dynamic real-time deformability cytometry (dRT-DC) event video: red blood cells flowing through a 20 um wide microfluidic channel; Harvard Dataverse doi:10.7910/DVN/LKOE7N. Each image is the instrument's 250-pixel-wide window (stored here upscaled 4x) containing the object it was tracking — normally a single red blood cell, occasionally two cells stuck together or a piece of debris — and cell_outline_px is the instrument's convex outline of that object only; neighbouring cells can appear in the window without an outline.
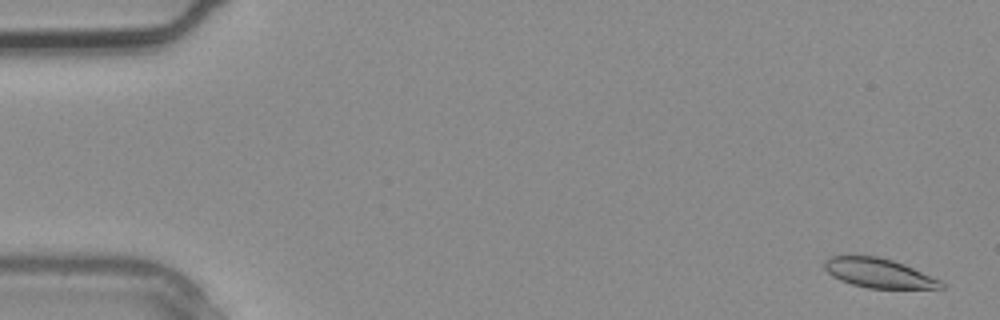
{"species": "common noctule bat (a hibernating species)", "species_latin": "Nyctalus noctula", "temperature_condition": "warm", "stored_images_in_passage": 4, "camera_frame_rate_fps": 3000, "um_per_image_px": 0.085, "animal": {"sex": "male", "body_mass_g": 20.4}, "frame": {"image": 1, "passage_image": 1, "time_ms": 0.0, "image_size_px": [1000, 320], "cell_outline_px": [[944, 288], [868, 288], [852, 284], [840, 280], [832, 276], [824, 268], [824, 260], [828, 256], [876, 256], [892, 260], [904, 264], [940, 280], [944, 284]], "centroid_in_image_um": [74.65, 23.21], "position_along_channel_um": 10.3, "area_um2": 19.77}}